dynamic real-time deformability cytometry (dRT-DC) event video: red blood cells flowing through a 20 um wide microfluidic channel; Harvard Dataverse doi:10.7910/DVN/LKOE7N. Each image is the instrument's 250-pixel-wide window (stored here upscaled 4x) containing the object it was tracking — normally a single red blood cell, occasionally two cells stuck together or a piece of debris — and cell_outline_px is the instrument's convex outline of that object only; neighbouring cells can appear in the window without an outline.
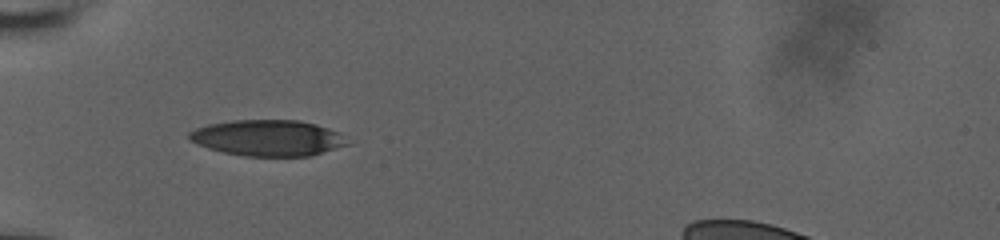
{"species": "human", "species_latin": "Homo sapiens", "temperature_condition": "room temperature", "stored_images_in_passage": 37, "camera_frame_rate_fps": 3000, "um_per_image_px": 0.085, "donor": {"sex": "male"}, "frame": {"image": 1, "passage_image": 1, "time_ms": 0.0, "image_size_px": [1000, 240], "cell_outline_px": [[352, 144], [312, 156], [244, 156], [224, 152], [208, 148], [188, 140], [188, 132], [196, 128], [208, 124], [232, 120], [300, 120], [316, 124], [340, 132]], "centroid_in_image_um": [22.81, 11.72], "position_along_channel_um": 62.2, "area_um2": 33.58}}
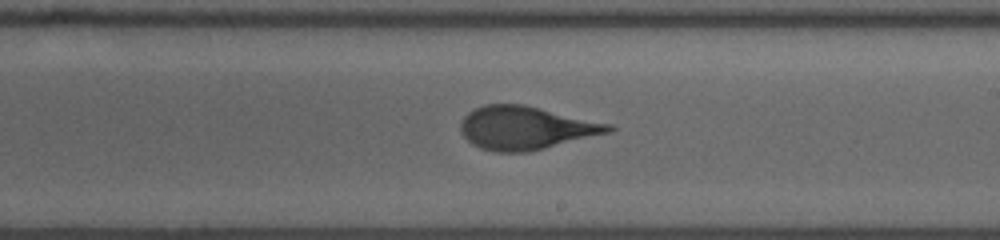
{"frame": {"image": 2, "passage_image": 16, "time_ms": 5.0, "image_size_px": [1000, 240], "cell_outline_px": [[616, 128], [608, 132], [528, 152], [496, 152], [480, 148], [472, 144], [464, 136], [460, 128], [460, 124], [464, 116], [468, 112], [484, 104], [524, 104], [612, 124]], "centroid_in_image_um": [44.66, 10.86], "position_along_channel_um": 244.3, "area_um2": 36.99}}
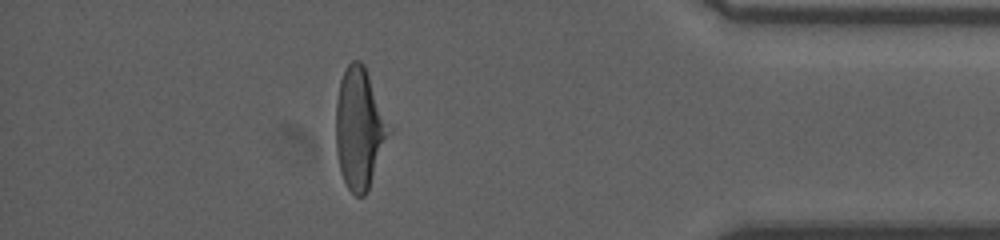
{"frame": {"image": 3, "passage_image": 31, "time_ms": 10.0, "image_size_px": [1000, 240], "cell_outline_px": [[392, 128], [368, 188], [364, 196], [356, 196], [348, 188], [340, 172], [336, 152], [336, 104], [340, 80], [348, 64], [352, 60], [360, 60], [364, 64]], "centroid_in_image_um": [30.55, 10.89], "position_along_channel_um": 404.7, "area_um2": 37.17}, "authors_computed_cell_mechanics": {"area_um2": 37.1654, "velocity_mm_per_s": 3.8446, "shape_relaxation_time_tau1_ms": 5.6598, "shape_relaxation_time_tau2_ms": 0.9387, "deformation_change_tau1": 0.2106, "deformation_change_tau2": 0.0825}}